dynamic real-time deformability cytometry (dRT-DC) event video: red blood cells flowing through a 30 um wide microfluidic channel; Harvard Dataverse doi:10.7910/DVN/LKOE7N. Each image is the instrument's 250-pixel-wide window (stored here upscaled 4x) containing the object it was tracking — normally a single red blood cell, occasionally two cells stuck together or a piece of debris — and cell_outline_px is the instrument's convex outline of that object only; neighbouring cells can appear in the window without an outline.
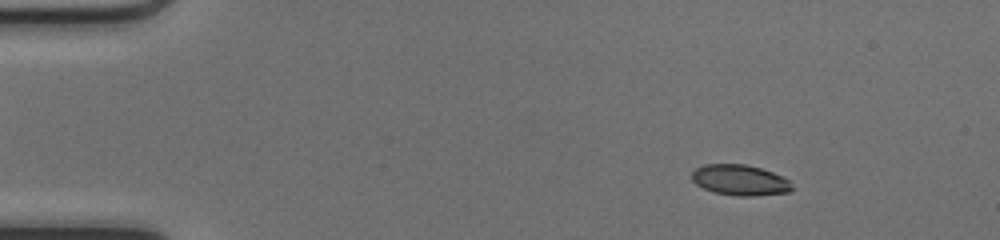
{"species": "common noctule bat (a hibernating species)", "species_latin": "Nyctalus noctula", "temperature_condition": "cold", "stored_images_in_passage": 51, "camera_frame_rate_fps": 3000, "um_per_image_px": 0.085, "animal": {"sex": "female", "body_mass_g": 17.0, "forearm_length_mm": 48.0}, "frame": {"image": 1, "passage_image": 7, "time_ms": 2.0, "image_size_px": [1000, 240], "cell_outline_px": [[796, 188], [788, 192], [752, 196], [736, 196], [716, 192], [704, 188], [696, 184], [692, 180], [692, 172], [696, 168], [704, 164], [744, 164], [760, 168], [772, 172], [788, 180]], "centroid_in_image_um": [62.9, 15.31], "position_along_channel_um": 22.1, "area_um2": 17.8}}
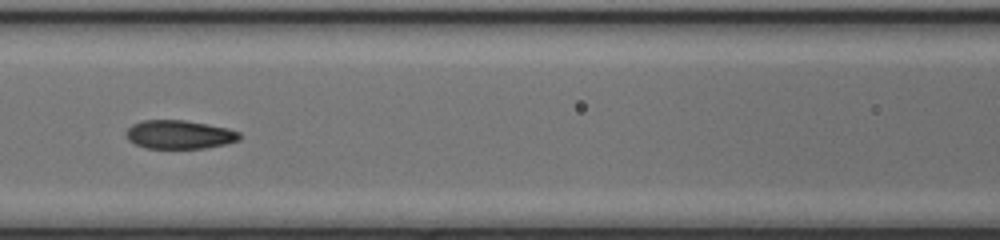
{"frame": {"image": 2, "passage_image": 23, "time_ms": 7.333, "image_size_px": [1000, 240], "cell_outline_px": [[240, 140], [224, 144], [204, 148], [144, 148], [128, 140], [128, 128], [132, 124], [144, 120], [184, 120], [228, 128], [240, 132]], "centroid_in_image_um": [15.26, 11.43], "position_along_channel_um": 151.3, "area_um2": 18.73}}
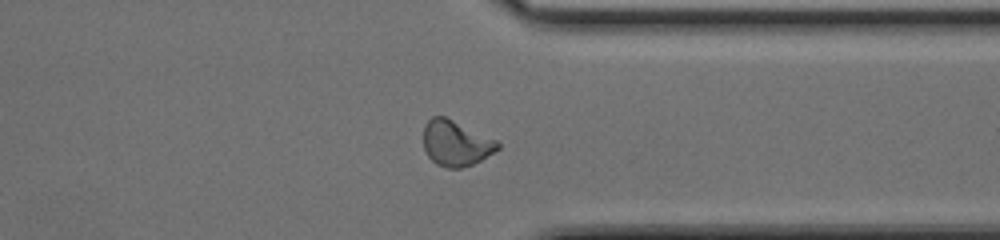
{"frame": {"image": 3, "passage_image": 39, "time_ms": 12.667, "image_size_px": [1000, 240], "cell_outline_px": [[500, 148], [480, 160], [472, 164], [460, 168], [448, 168], [436, 164], [428, 156], [424, 148], [424, 124], [432, 116], [444, 116], [496, 140], [500, 144]], "centroid_in_image_um": [38.72, 12.17], "position_along_channel_um": 372.7, "area_um2": 19.42}, "authors_computed_cell_mechanics": {"area_um2": 19.0162, "velocity_mm_per_s": 4.1844, "shape_relaxation_time_tau1_ms": null, "shape_relaxation_time_tau2_ms": 1.3518, "deformation_change_tau1": null, "deformation_change_tau2": 0.0544}}